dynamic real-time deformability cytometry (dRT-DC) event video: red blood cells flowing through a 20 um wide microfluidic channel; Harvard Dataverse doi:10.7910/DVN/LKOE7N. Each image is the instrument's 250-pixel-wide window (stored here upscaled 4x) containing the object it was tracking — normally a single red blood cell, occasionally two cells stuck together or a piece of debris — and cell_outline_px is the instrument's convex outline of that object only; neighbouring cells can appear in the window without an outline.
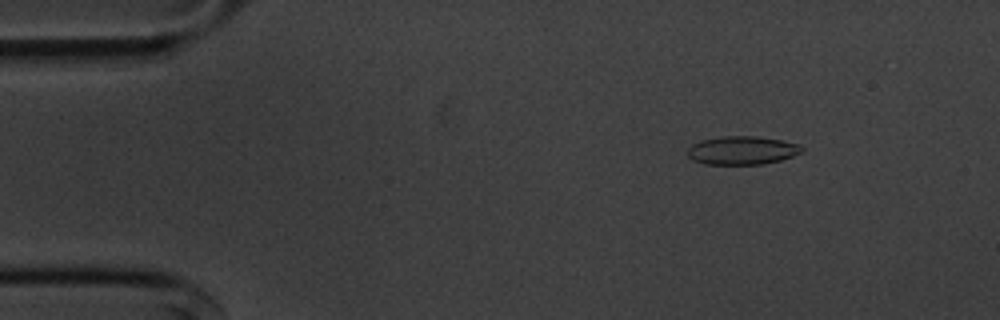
{"species": "common noctule bat (a hibernating species)", "species_latin": "Nyctalus noctula", "temperature_condition": "cold", "stored_images_in_passage": 51, "camera_frame_rate_fps": 3000, "um_per_image_px": 0.085, "animal": {"sex": "male", "body_mass_g": 20.1, "forearm_length_mm": 53.5}, "frame": {"image": 1, "passage_image": 3, "time_ms": 0.667, "image_size_px": [1000, 320], "cell_outline_px": [[804, 148], [800, 152], [792, 156], [780, 160], [760, 164], [704, 164], [692, 160], [688, 156], [688, 148], [692, 144], [700, 140], [724, 136], [756, 136], [780, 140], [800, 144]], "centroid_in_image_um": [63.05, 12.78], "position_along_channel_um": 22.0, "area_um2": 18.84}}
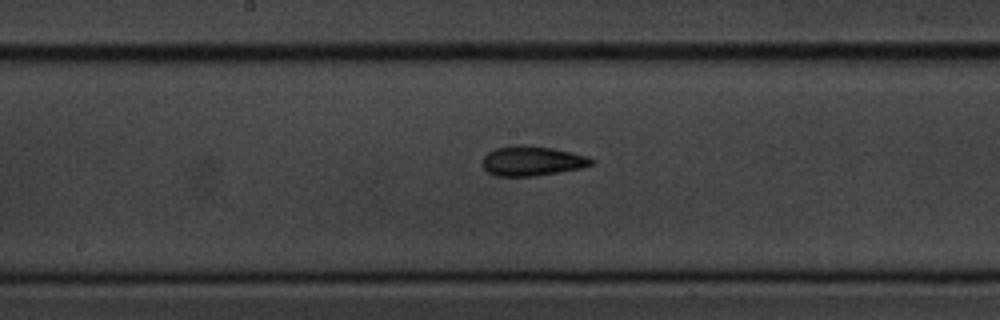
{"frame": {"image": 2, "passage_image": 24, "time_ms": 7.667, "image_size_px": [1000, 320], "cell_outline_px": [[596, 160], [592, 164], [580, 168], [536, 176], [496, 176], [488, 172], [480, 164], [484, 156], [488, 152], [496, 148], [520, 144], [524, 144], [552, 148], [572, 152], [588, 156]], "centroid_in_image_um": [45.21, 13.67], "position_along_channel_um": 203.0, "area_um2": 19.02}}
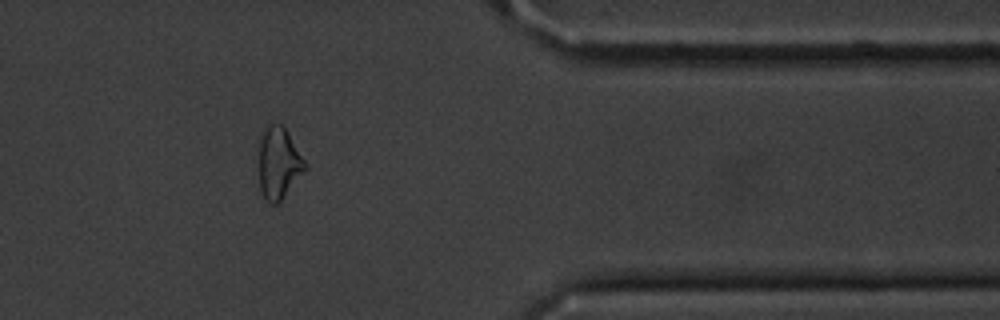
{"frame": {"image": 3, "passage_image": 41, "time_ms": 13.333, "image_size_px": [1000, 320], "cell_outline_px": [[308, 168], [280, 200], [276, 204], [272, 204], [264, 196], [260, 188], [260, 136], [264, 128], [268, 124], [280, 124], [288, 132], [308, 164]], "centroid_in_image_um": [23.72, 13.83], "position_along_channel_um": 387.7, "area_um2": 19.07}, "authors_computed_cell_mechanics": {"area_um2": 18.6694, "velocity_mm_per_s": 3.5918, "shape_relaxation_time_tau1_ms": 7.4564, "shape_relaxation_time_tau2_ms": 4.4868, "deformation_change_tau1": 0.1762, "deformation_change_tau2": 0.1196}}